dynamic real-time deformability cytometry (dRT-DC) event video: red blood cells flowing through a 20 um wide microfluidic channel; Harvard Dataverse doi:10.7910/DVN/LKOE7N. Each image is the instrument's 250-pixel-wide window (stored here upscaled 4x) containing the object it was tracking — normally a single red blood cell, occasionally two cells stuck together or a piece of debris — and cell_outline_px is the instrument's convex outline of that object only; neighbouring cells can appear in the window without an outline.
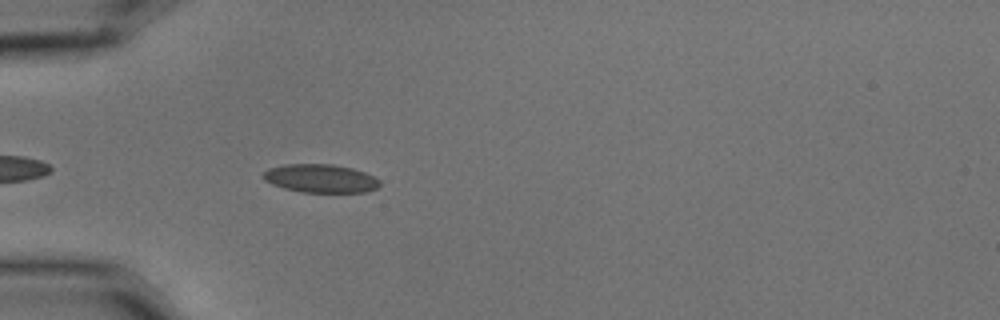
{"species": "common noctule bat (a hibernating species)", "species_latin": "Nyctalus noctula", "temperature_condition": "cold", "stored_images_in_passage": 4, "camera_frame_rate_fps": 3000, "um_per_image_px": 0.085, "animal": {"sex": "male", "body_mass_g": 15.6}, "frame": {"image": 1, "passage_image": 4, "time_ms": 1.0, "image_size_px": [1000, 320], "cell_outline_px": [[380, 184], [376, 188], [364, 192], [300, 192], [284, 188], [272, 184], [264, 180], [260, 176], [268, 168], [284, 164], [332, 164], [352, 168], [364, 172], [380, 180]], "centroid_in_image_um": [27.2, 15.16], "position_along_channel_um": 57.8, "area_um2": 19.31}}